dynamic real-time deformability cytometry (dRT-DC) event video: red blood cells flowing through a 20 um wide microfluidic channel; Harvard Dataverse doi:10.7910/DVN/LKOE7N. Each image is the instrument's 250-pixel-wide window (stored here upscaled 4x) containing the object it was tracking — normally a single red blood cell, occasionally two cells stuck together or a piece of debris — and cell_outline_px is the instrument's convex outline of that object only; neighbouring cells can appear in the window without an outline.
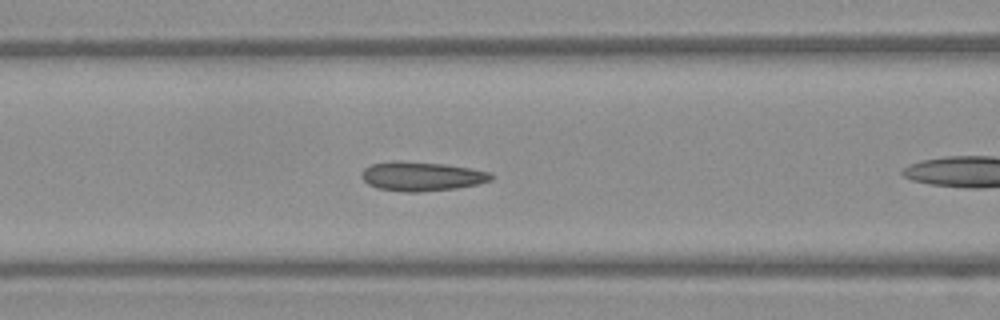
{"species": "Egyptian fruit bat (a non-hibernating species)", "species_latin": "Rousettus aegyptiacus", "temperature_condition": "warm", "stored_images_in_passage": 40, "camera_frame_rate_fps": 3000, "um_per_image_px": 0.085, "frame": {"image": 1, "passage_image": 9, "time_ms": 2.667, "image_size_px": [1000, 320], "cell_outline_px": [[496, 176], [492, 180], [476, 184], [456, 188], [420, 192], [404, 192], [376, 188], [368, 184], [360, 176], [364, 168], [372, 164], [392, 160], [396, 160], [444, 164], [472, 168], [492, 172]], "centroid_in_image_um": [35.85, 14.98], "position_along_channel_um": 130.7, "area_um2": 22.31}}
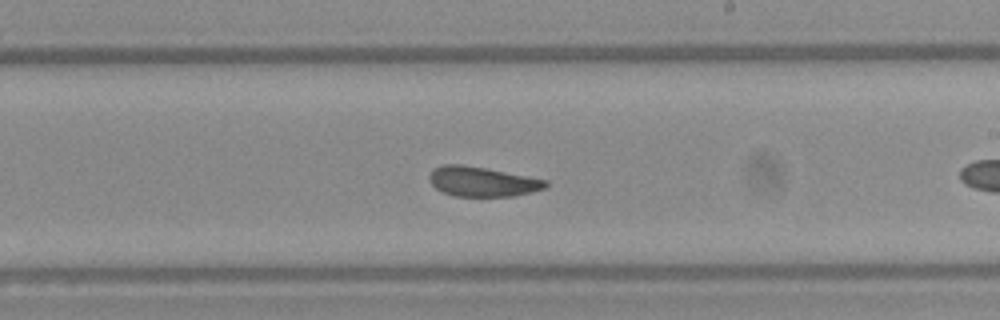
{"frame": {"image": 2, "passage_image": 18, "time_ms": 5.667, "image_size_px": [1000, 320], "cell_outline_px": [[548, 184], [544, 188], [516, 196], [452, 196], [436, 188], [428, 180], [428, 176], [436, 168], [444, 164], [460, 164], [484, 168], [548, 180]], "centroid_in_image_um": [40.98, 15.44], "position_along_channel_um": 248.0, "area_um2": 19.94}}
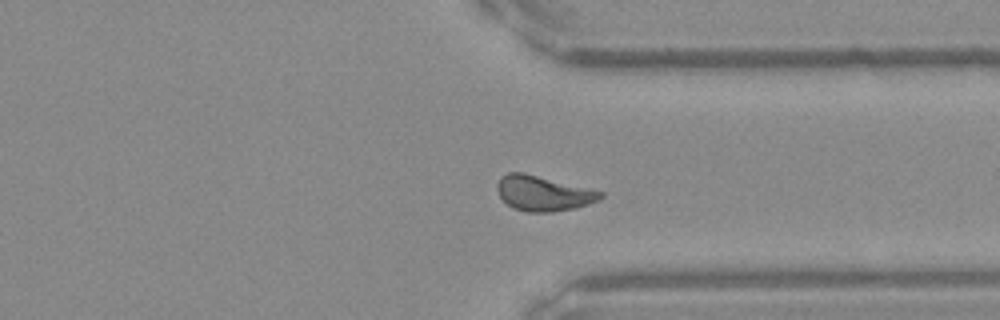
{"frame": {"image": 3, "passage_image": 27, "time_ms": 8.667, "image_size_px": [1000, 320], "cell_outline_px": [[604, 196], [600, 200], [576, 208], [552, 212], [528, 212], [512, 208], [500, 196], [496, 188], [496, 184], [500, 176], [508, 172], [524, 172], [604, 192]], "centroid_in_image_um": [46.17, 16.43], "position_along_channel_um": 365.2, "area_um2": 21.27}, "authors_computed_cell_mechanics": {"area_um2": 20.808, "velocity_mm_per_s": 3.908, "shape_relaxation_time_tau1_ms": 8.4798, "shape_relaxation_time_tau2_ms": 1.0958, "deformation_change_tau1": 0.1542, "deformation_change_tau2": 0.036}}